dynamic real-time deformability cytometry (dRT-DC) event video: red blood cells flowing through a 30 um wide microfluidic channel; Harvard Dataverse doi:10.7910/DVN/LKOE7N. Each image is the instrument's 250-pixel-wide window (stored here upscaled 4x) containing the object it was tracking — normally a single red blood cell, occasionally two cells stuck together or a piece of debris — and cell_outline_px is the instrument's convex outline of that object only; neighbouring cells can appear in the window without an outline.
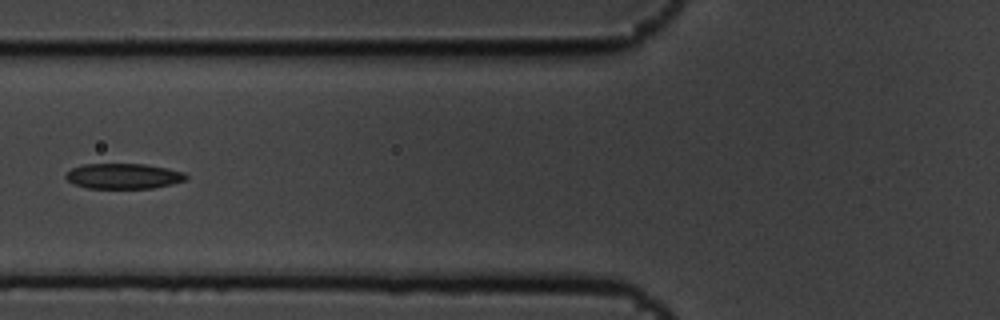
{"species": "common noctule bat (a hibernating species)", "species_latin": "Nyctalus noctula", "temperature_condition": "cold", "stored_images_in_passage": 10, "camera_frame_rate_fps": 3000, "um_per_image_px": 0.085, "animal": {"sex": "male", "body_mass_g": 19.5, "forearm_length_mm": 54.6}, "frame": {"image": 1, "passage_image": 7, "time_ms": 2.0, "image_size_px": [1000, 320], "cell_outline_px": [[188, 176], [184, 180], [172, 184], [152, 188], [88, 188], [76, 184], [68, 180], [64, 176], [72, 168], [84, 164], [144, 164], [168, 168], [184, 172]], "centroid_in_image_um": [10.51, 14.96], "position_along_channel_um": 115.3, "area_um2": 17.63}}
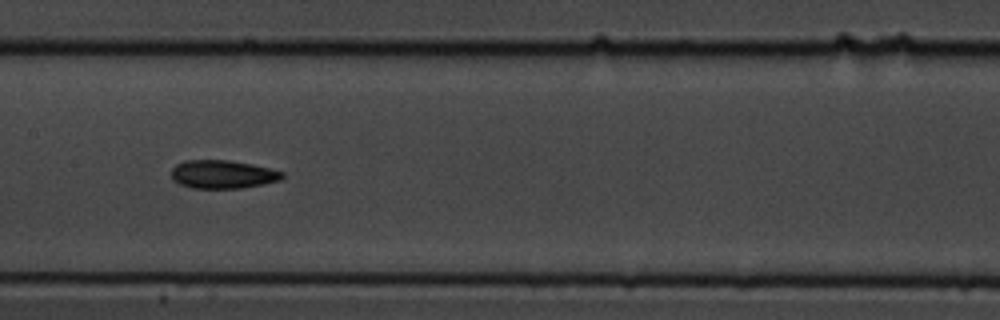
{"frame": {"image": 2, "passage_image": 9, "time_ms": 2.667, "image_size_px": [1000, 320], "cell_outline_px": [[284, 176], [280, 180], [264, 184], [240, 188], [192, 188], [180, 184], [172, 180], [172, 168], [176, 164], [184, 160], [228, 160], [252, 164], [284, 172]], "centroid_in_image_um": [18.92, 14.81], "position_along_channel_um": 188.5, "area_um2": 18.32}}
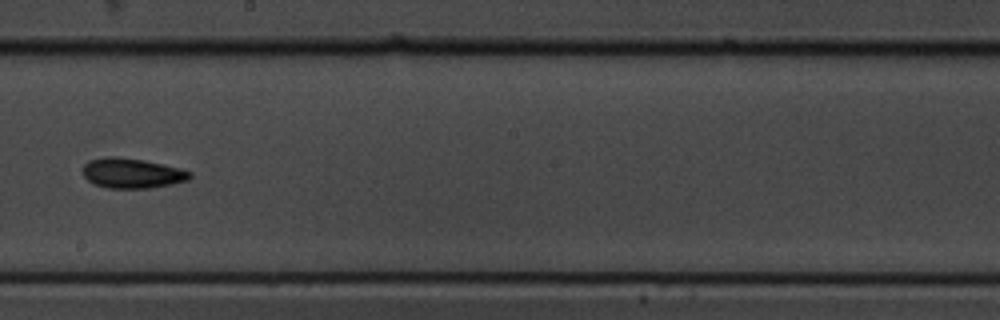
{"frame": {"image": 3, "passage_image": 10, "time_ms": 3.0, "image_size_px": [1000, 320], "cell_outline_px": [[192, 176], [188, 180], [172, 184], [152, 188], [108, 188], [92, 184], [84, 176], [84, 164], [88, 160], [108, 156], [116, 156], [144, 160], [180, 168], [192, 172]], "centroid_in_image_um": [11.23, 14.72], "position_along_channel_um": 237.0, "area_um2": 18.84}}